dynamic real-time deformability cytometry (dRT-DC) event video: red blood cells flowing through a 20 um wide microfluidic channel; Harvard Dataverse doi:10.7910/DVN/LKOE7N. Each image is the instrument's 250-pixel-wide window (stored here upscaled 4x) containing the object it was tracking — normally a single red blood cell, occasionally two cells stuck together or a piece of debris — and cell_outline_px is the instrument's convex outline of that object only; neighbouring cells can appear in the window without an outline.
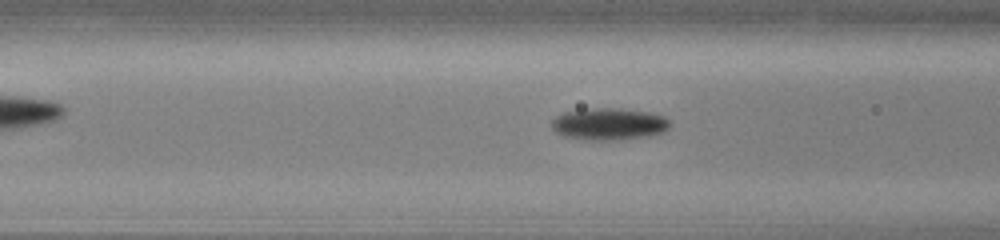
{"species": "common noctule bat (a hibernating species)", "species_latin": "Nyctalus noctula", "temperature_condition": "cold", "stored_images_in_passage": 42, "camera_frame_rate_fps": 3000, "um_per_image_px": 0.085, "animal": {"sex": "male", "body_mass_g": 13.0, "forearm_length_mm": 53.1}, "frame": {"image": 1, "passage_image": 21, "time_ms": 6.667, "image_size_px": [1000, 240], "cell_outline_px": [[668, 128], [664, 132], [648, 136], [616, 140], [588, 140], [564, 136], [556, 132], [552, 128], [552, 120], [556, 116], [564, 112], [596, 108], [620, 108], [648, 112], [664, 116], [668, 120]], "centroid_in_image_um": [51.75, 10.54], "position_along_channel_um": 114.8, "area_um2": 21.91}}
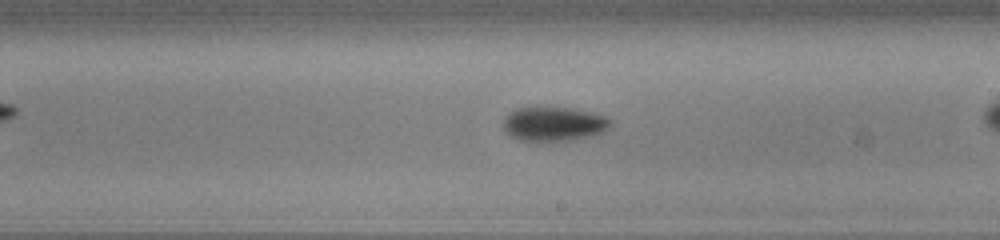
{"frame": {"image": 2, "passage_image": 31, "time_ms": 10.0, "image_size_px": [1000, 240], "cell_outline_px": [[612, 124], [604, 132], [572, 140], [536, 144], [516, 140], [504, 132], [504, 120], [508, 112], [516, 108], [572, 108], [592, 112], [604, 116]], "centroid_in_image_um": [47.0, 10.59], "position_along_channel_um": 242.0, "area_um2": 21.96}}
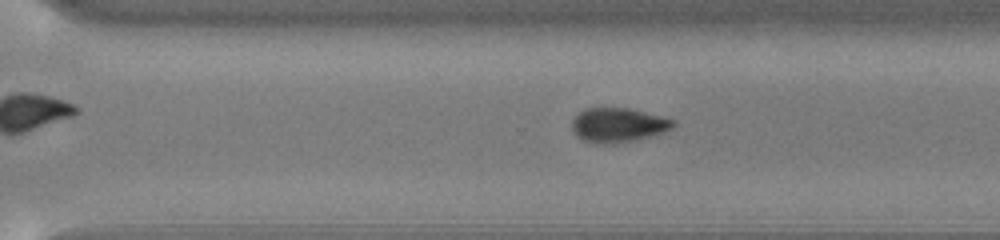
{"frame": {"image": 3, "passage_image": 37, "time_ms": 12.0, "image_size_px": [1000, 240], "cell_outline_px": [[676, 124], [672, 128], [664, 132], [632, 140], [596, 144], [584, 140], [576, 136], [572, 132], [572, 120], [584, 108], [628, 108], [676, 120]], "centroid_in_image_um": [52.52, 10.61], "position_along_channel_um": 318.1, "area_um2": 19.94}}